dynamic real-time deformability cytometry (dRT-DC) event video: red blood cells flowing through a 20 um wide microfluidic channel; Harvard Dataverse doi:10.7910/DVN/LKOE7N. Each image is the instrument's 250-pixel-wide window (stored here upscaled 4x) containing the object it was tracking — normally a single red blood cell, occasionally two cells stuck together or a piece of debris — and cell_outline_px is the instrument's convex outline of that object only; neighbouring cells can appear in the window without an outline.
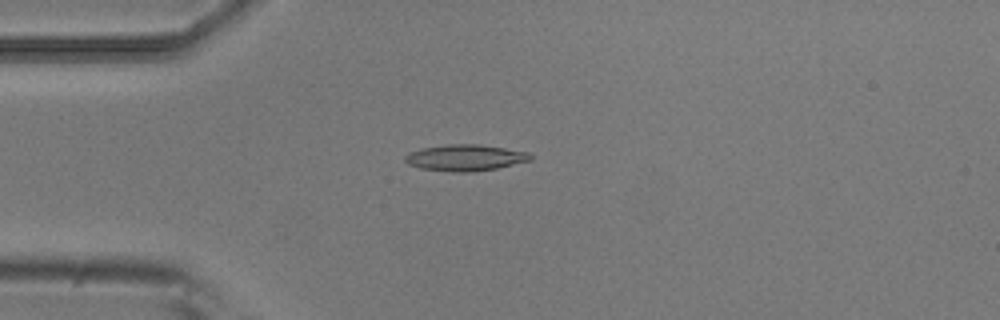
{"species": "common noctule bat (a hibernating species)", "species_latin": "Nyctalus noctula", "temperature_condition": "room temperature", "stored_images_in_passage": 4, "camera_frame_rate_fps": 3000, "um_per_image_px": 0.085, "animal": {"sex": "male", "body_mass_g": 20.5, "forearm_length_mm": 52.5}, "frame": {"image": 1, "passage_image": 4, "time_ms": 1.0, "image_size_px": [1000, 320], "cell_outline_px": [[532, 160], [496, 168], [472, 172], [452, 172], [420, 168], [408, 164], [404, 160], [404, 156], [408, 152], [420, 148], [448, 144], [480, 144], [528, 152], [532, 156]], "centroid_in_image_um": [39.51, 13.4], "position_along_channel_um": 45.5, "area_um2": 19.31}}